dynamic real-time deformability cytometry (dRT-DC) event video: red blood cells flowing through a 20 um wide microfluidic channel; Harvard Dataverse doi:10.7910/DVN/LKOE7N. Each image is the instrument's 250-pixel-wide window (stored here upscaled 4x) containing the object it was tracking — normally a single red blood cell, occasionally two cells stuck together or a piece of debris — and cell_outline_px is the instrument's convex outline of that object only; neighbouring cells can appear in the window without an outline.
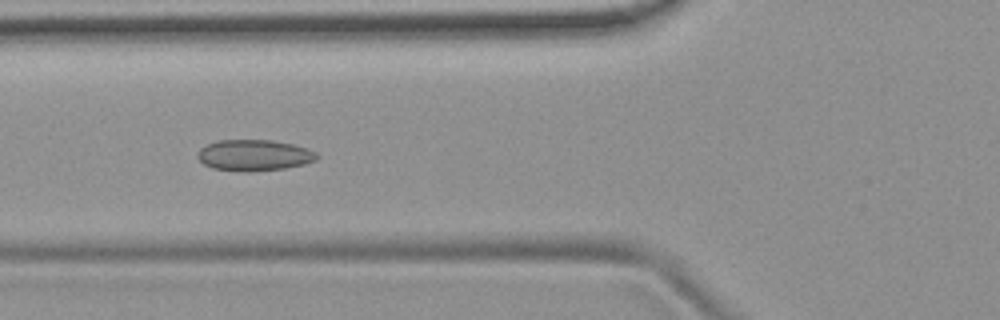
{"species": "common noctule bat (a hibernating species)", "species_latin": "Nyctalus noctula", "temperature_condition": "room temperature", "stored_images_in_passage": 8, "camera_frame_rate_fps": 3000, "um_per_image_px": 0.085, "animal": {"sex": "female", "body_mass_g": 19.9}, "frame": {"image": 1, "passage_image": 4, "time_ms": 3.333, "image_size_px": [1000, 320], "cell_outline_px": [[320, 156], [316, 160], [304, 164], [284, 168], [248, 172], [244, 172], [212, 168], [204, 164], [196, 156], [200, 148], [208, 144], [220, 140], [272, 140], [292, 144], [308, 148], [316, 152]], "centroid_in_image_um": [21.61, 13.2], "position_along_channel_um": 104.2, "area_um2": 21.68}}
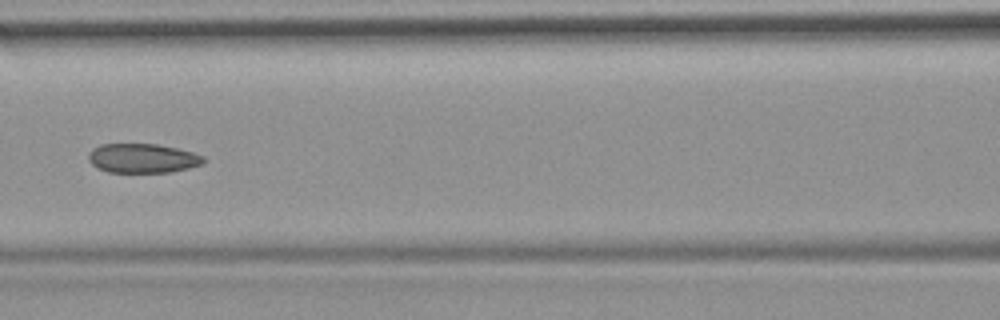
{"frame": {"image": 2, "passage_image": 5, "time_ms": 4.667, "image_size_px": [1000, 320], "cell_outline_px": [[208, 160], [204, 164], [172, 172], [108, 172], [96, 168], [88, 160], [88, 152], [92, 148], [100, 144], [160, 144], [192, 152], [204, 156]], "centroid_in_image_um": [12.13, 13.45], "position_along_channel_um": 154.5, "area_um2": 19.94}}
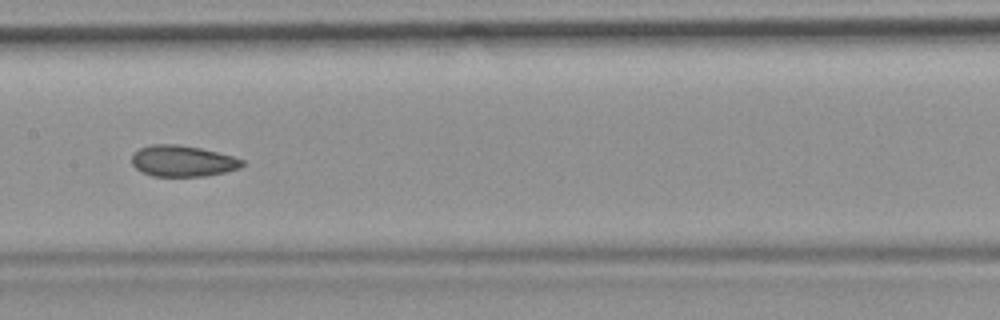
{"frame": {"image": 3, "passage_image": 6, "time_ms": 5.667, "image_size_px": [1000, 320], "cell_outline_px": [[244, 164], [240, 168], [224, 172], [204, 176], [152, 176], [136, 168], [132, 164], [132, 152], [140, 148], [152, 144], [176, 144], [200, 148], [232, 156], [244, 160]], "centroid_in_image_um": [15.51, 13.68], "position_along_channel_um": 191.9, "area_um2": 19.94}}